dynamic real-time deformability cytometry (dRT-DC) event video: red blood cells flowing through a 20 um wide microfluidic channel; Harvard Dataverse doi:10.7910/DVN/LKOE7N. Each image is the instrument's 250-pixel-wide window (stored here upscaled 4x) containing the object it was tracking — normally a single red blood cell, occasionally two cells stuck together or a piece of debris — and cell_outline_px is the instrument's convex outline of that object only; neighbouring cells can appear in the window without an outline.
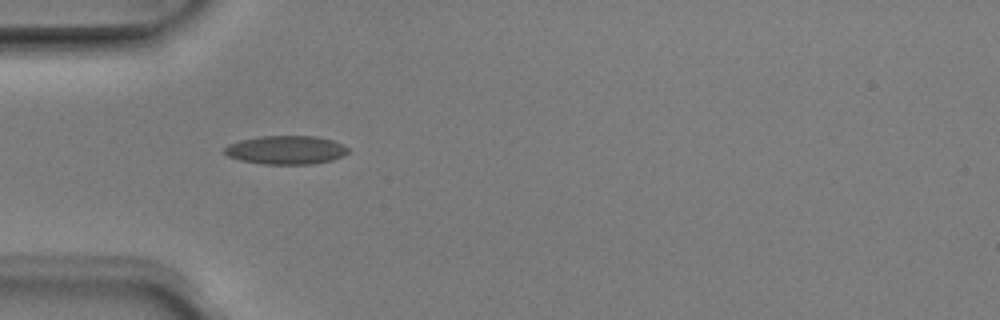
{"species": "Egyptian fruit bat (a non-hibernating species)", "species_latin": "Rousettus aegyptiacus", "temperature_condition": "room temperature", "stored_images_in_passage": 5, "camera_frame_rate_fps": 3000, "um_per_image_px": 0.085, "animal": {"sex": "male"}, "frame": {"image": 1, "passage_image": 3, "time_ms": 0.667, "image_size_px": [1000, 320], "cell_outline_px": [[348, 152], [344, 156], [332, 160], [312, 164], [264, 164], [240, 160], [228, 156], [224, 152], [224, 148], [228, 144], [240, 140], [260, 136], [316, 136], [332, 140], [348, 148]], "centroid_in_image_um": [24.3, 12.75], "position_along_channel_um": 60.7, "area_um2": 20.58}}
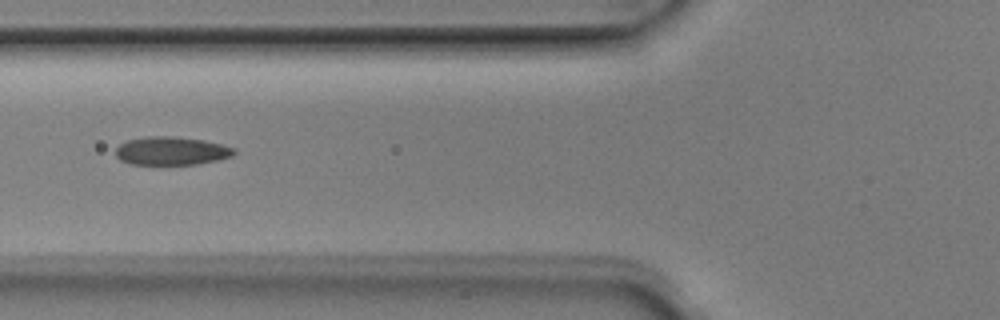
{"frame": {"image": 2, "passage_image": 4, "time_ms": 1.0, "image_size_px": [1000, 320], "cell_outline_px": [[236, 152], [232, 156], [220, 160], [196, 164], [132, 164], [120, 160], [116, 156], [116, 148], [120, 144], [128, 140], [148, 136], [172, 136], [204, 140], [236, 148]], "centroid_in_image_um": [14.59, 12.82], "position_along_channel_um": 111.2, "area_um2": 19.54}}
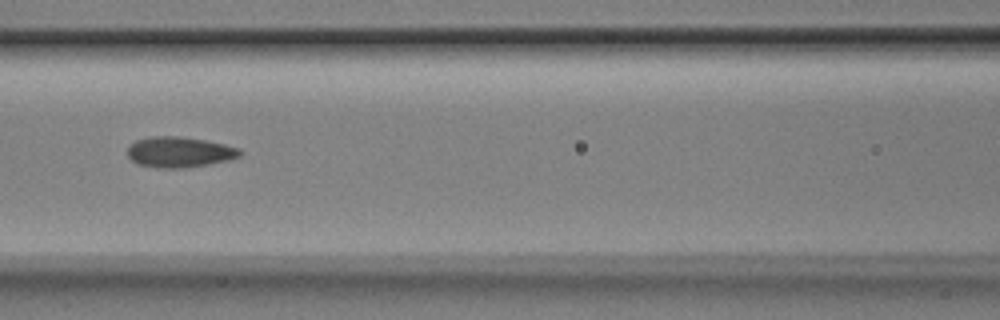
{"frame": {"image": 3, "passage_image": 5, "time_ms": 1.333, "image_size_px": [1000, 320], "cell_outline_px": [[244, 152], [240, 156], [228, 160], [208, 164], [184, 168], [156, 168], [136, 164], [128, 156], [128, 144], [136, 140], [152, 136], [180, 136], [204, 140], [224, 144], [240, 148]], "centroid_in_image_um": [15.24, 12.93], "position_along_channel_um": 151.4, "area_um2": 20.23}}